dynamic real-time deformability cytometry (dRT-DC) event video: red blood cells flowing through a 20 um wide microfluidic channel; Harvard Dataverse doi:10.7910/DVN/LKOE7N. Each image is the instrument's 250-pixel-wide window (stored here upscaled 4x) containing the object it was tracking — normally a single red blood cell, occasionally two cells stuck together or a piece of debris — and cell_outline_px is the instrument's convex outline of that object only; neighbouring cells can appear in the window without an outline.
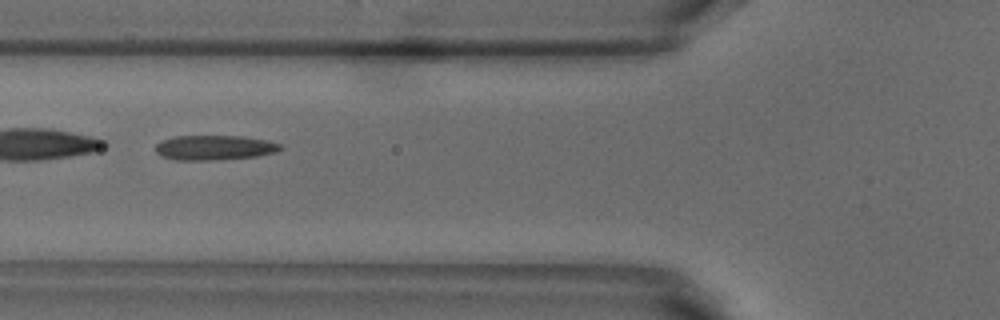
{"species": "common noctule bat (a hibernating species)", "species_latin": "Nyctalus noctula", "temperature_condition": "warm", "stored_images_in_passage": 31, "camera_frame_rate_fps": 3000, "um_per_image_px": 0.085, "animal": {"sex": "male", "body_mass_g": 18.8}, "frame": {"image": 1, "passage_image": 5, "time_ms": 1.333, "image_size_px": [1000, 320], "cell_outline_px": [[284, 148], [276, 152], [256, 156], [216, 160], [176, 160], [160, 156], [156, 152], [156, 144], [160, 140], [176, 136], [244, 136], [268, 140], [280, 144]], "centroid_in_image_um": [18.22, 12.54], "position_along_channel_um": 107.6, "area_um2": 18.21}, "authors_computed_cell_mechanics": {"area_um2": 17.918, "velocity_mm_per_s": 3.8831, "shape_relaxation_time_tau1_ms": 6.248, "shape_relaxation_time_tau2_ms": 2.7727, "deformation_change_tau1": 0.1765, "deformation_change_tau2": 0.1078}}